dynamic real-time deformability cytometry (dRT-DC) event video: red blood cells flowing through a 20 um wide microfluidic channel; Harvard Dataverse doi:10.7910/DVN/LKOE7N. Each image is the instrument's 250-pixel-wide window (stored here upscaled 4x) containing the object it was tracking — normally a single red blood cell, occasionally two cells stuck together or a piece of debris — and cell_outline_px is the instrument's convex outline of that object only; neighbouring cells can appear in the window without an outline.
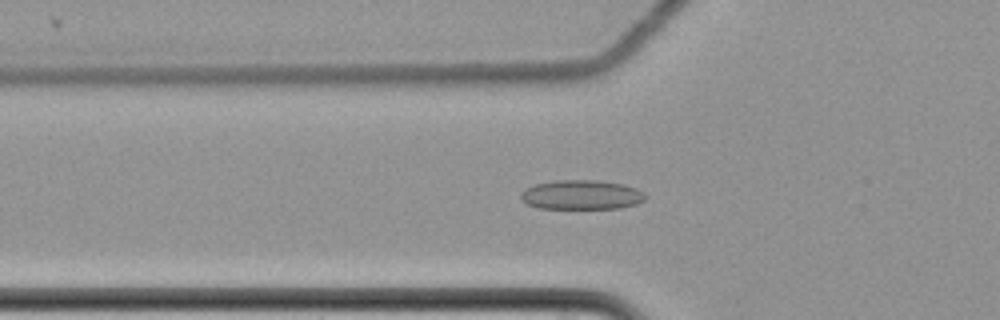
{"species": "common noctule bat (a hibernating species)", "species_latin": "Nyctalus noctula", "temperature_condition": "cold", "stored_images_in_passage": 61, "camera_frame_rate_fps": 3000, "um_per_image_px": 0.085, "animal": {"sex": "female", "body_mass_g": 22.7, "forearm_length_mm": 54.2}, "frame": {"image": 1, "passage_image": 23, "time_ms": 7.333, "image_size_px": [1000, 320], "cell_outline_px": [[648, 196], [644, 200], [636, 204], [620, 208], [540, 208], [528, 204], [520, 196], [528, 188], [536, 184], [556, 180], [596, 180], [624, 184], [636, 188], [644, 192]], "centroid_in_image_um": [49.51, 16.55], "position_along_channel_um": 76.3, "area_um2": 21.15}}
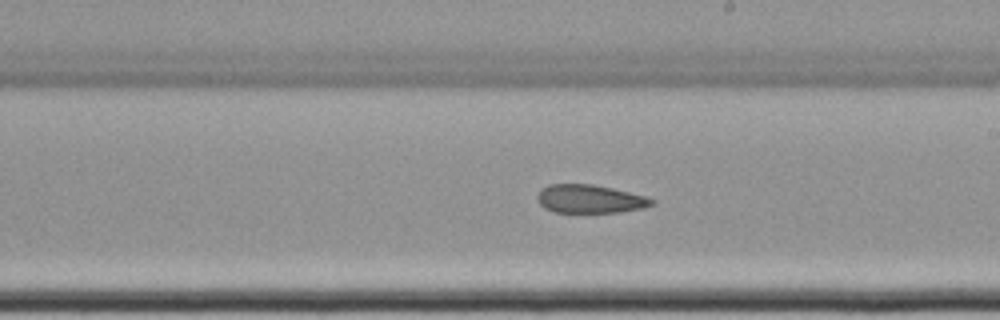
{"frame": {"image": 2, "passage_image": 37, "time_ms": 12.0, "image_size_px": [1000, 320], "cell_outline_px": [[656, 204], [644, 208], [620, 212], [552, 212], [544, 208], [536, 200], [536, 196], [540, 188], [548, 184], [592, 184], [612, 188], [644, 196], [656, 200]], "centroid_in_image_um": [50.11, 16.91], "position_along_channel_um": 238.9, "area_um2": 19.13}}
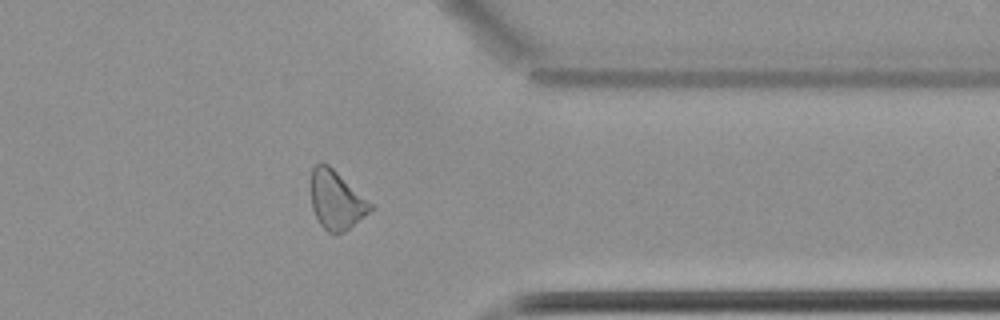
{"frame": {"image": 3, "passage_image": 50, "time_ms": 16.333, "image_size_px": [1000, 320], "cell_outline_px": [[372, 208], [368, 212], [344, 232], [328, 232], [320, 224], [312, 208], [308, 184], [312, 168], [320, 160], [328, 164], [372, 204]], "centroid_in_image_um": [28.49, 16.95], "position_along_channel_um": 382.9, "area_um2": 20.29}, "authors_computed_cell_mechanics": {"area_um2": 21.2704, "velocity_mm_per_s": 3.493, "shape_relaxation_time_tau1_ms": null, "shape_relaxation_time_tau2_ms": 5.2726, "deformation_change_tau1": null, "deformation_change_tau2": 0.1137}}